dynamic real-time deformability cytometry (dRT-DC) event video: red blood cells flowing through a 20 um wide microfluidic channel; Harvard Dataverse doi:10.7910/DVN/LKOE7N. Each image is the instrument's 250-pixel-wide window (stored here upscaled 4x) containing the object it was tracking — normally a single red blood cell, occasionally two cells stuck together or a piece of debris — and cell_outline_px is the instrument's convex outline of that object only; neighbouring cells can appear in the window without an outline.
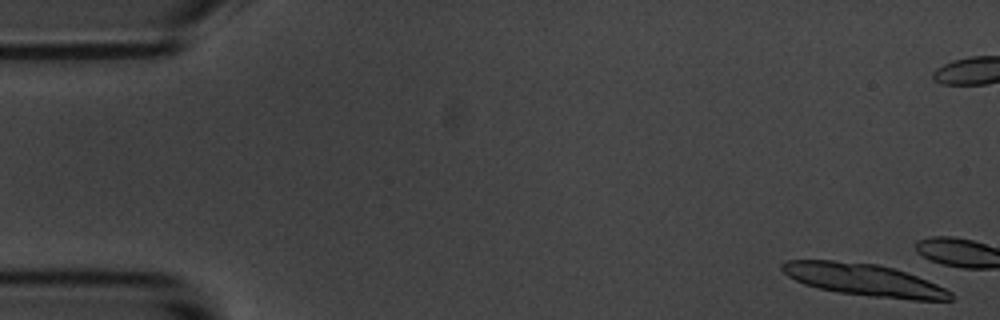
{"species": "common noctule bat (a hibernating species)", "species_latin": "Nyctalus noctula", "temperature_condition": "room temperature", "stored_images_in_passage": 8, "camera_frame_rate_fps": 3000, "um_per_image_px": 0.085, "animal": {"sex": "male", "body_mass_g": 20.1, "forearm_length_mm": 53.5}, "frame": {"image": 1, "passage_image": 2, "time_ms": 0.333, "image_size_px": [1000, 320], "cell_outline_px": [[952, 300], [912, 300], [872, 296], [840, 292], [820, 288], [804, 284], [788, 276], [780, 268], [780, 264], [784, 260], [832, 260], [876, 264], [892, 268], [916, 276], [936, 284], [952, 292]], "centroid_in_image_um": [73.41, 23.78], "position_along_channel_um": 11.6, "area_um2": 31.15}}